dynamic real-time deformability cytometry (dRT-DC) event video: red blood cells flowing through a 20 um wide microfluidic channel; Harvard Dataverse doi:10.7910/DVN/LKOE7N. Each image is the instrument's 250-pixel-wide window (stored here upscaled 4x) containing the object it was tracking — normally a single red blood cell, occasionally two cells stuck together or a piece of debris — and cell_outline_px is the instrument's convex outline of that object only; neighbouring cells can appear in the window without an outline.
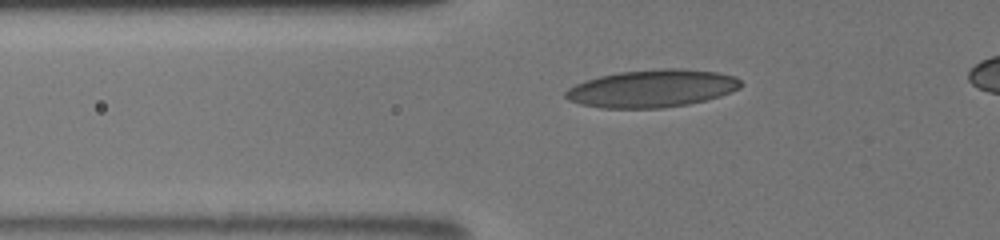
{"species": "human", "species_latin": "Homo sapiens", "temperature_condition": "room temperature", "stored_images_in_passage": 25, "camera_frame_rate_fps": 3000, "um_per_image_px": 0.085, "donor": {"sex": "male"}, "frame": {"image": 1, "passage_image": 4, "time_ms": 1.333, "image_size_px": [1000, 240], "cell_outline_px": [[740, 88], [720, 96], [688, 104], [660, 108], [600, 108], [580, 104], [568, 100], [564, 96], [564, 92], [568, 88], [576, 84], [600, 76], [620, 72], [660, 68], [680, 68], [716, 72], [736, 76], [740, 80]], "centroid_in_image_um": [55.41, 7.52], "position_along_channel_um": 70.4, "area_um2": 38.32}}
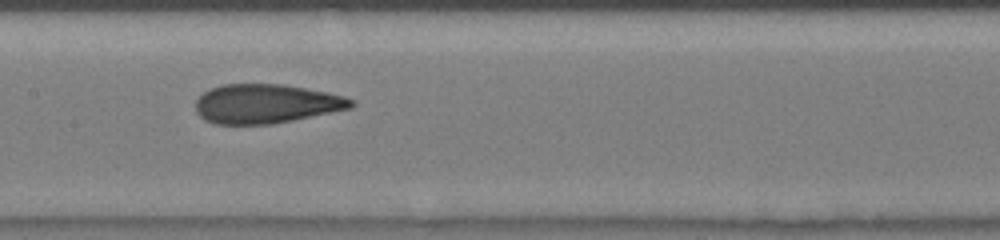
{"frame": {"image": 2, "passage_image": 13, "time_ms": 4.333, "image_size_px": [1000, 240], "cell_outline_px": [[356, 104], [352, 108], [292, 120], [268, 124], [216, 124], [204, 120], [196, 112], [196, 100], [204, 92], [212, 88], [224, 84], [284, 84], [328, 92], [344, 96], [356, 100]], "centroid_in_image_um": [22.64, 8.81], "position_along_channel_um": 184.8, "area_um2": 35.55}}
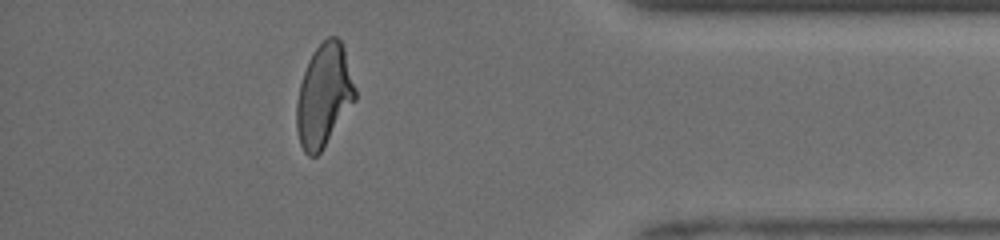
{"frame": {"image": 3, "passage_image": 23, "time_ms": 10.333, "image_size_px": [1000, 240], "cell_outline_px": [[356, 100], [320, 152], [316, 156], [308, 156], [304, 152], [300, 144], [296, 128], [296, 104], [300, 84], [308, 60], [312, 52], [328, 36], [336, 36], [340, 40], [344, 48], [356, 88]], "centroid_in_image_um": [27.53, 8.11], "position_along_channel_um": 407.7, "area_um2": 34.97}, "authors_computed_cell_mechanics": {"area_um2": 36.0672, "velocity_mm_per_s": 4.0925, "shape_relaxation_time_tau1_ms": 4.7279, "shape_relaxation_time_tau2_ms": 1.1371, "deformation_change_tau1": 0.1748, "deformation_change_tau2": 0.0743}}